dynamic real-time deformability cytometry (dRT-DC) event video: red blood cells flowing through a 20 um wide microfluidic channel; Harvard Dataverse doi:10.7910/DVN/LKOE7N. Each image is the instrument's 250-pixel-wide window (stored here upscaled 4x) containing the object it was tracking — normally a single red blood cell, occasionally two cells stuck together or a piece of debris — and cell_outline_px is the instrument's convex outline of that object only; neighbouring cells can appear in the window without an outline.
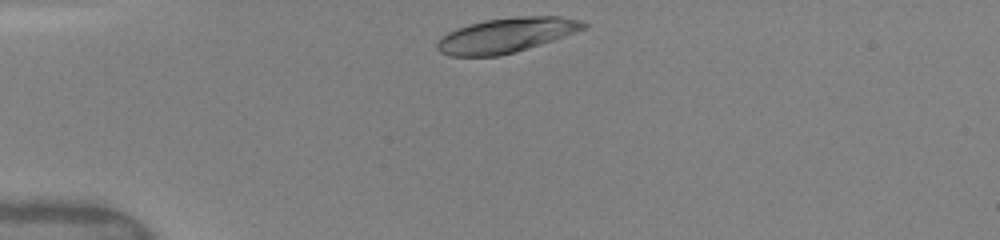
{"species": "human", "species_latin": "Homo sapiens", "temperature_condition": "warm", "stored_images_in_passage": 46, "camera_frame_rate_fps": 3000, "um_per_image_px": 0.085, "donor": {"sex": "female"}, "frame": {"image": 1, "passage_image": 1, "time_ms": 0.0, "image_size_px": [1000, 240], "cell_outline_px": [[588, 24], [584, 28], [552, 40], [516, 52], [500, 56], [452, 56], [440, 52], [436, 48], [436, 44], [448, 32], [456, 28], [484, 20], [516, 16], [560, 16], [580, 20]], "centroid_in_image_um": [43.01, 2.99], "position_along_channel_um": 42.0, "area_um2": 29.36}}
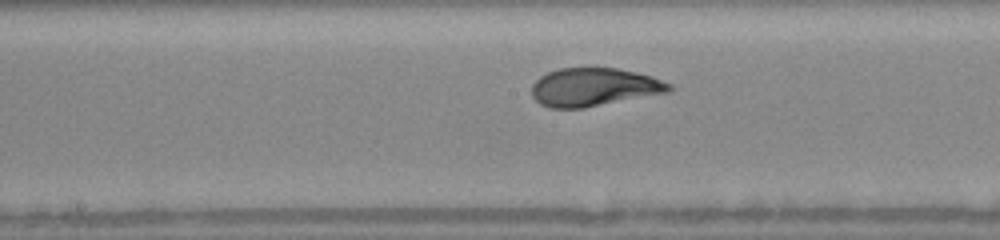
{"frame": {"image": 2, "passage_image": 25, "time_ms": 4.667, "image_size_px": [1000, 240], "cell_outline_px": [[672, 88], [668, 92], [584, 108], [548, 108], [540, 104], [532, 96], [532, 84], [540, 76], [548, 72], [560, 68], [616, 68], [636, 72], [652, 76], [672, 84]], "centroid_in_image_um": [50.47, 7.41], "position_along_channel_um": 197.7, "area_um2": 30.58}}
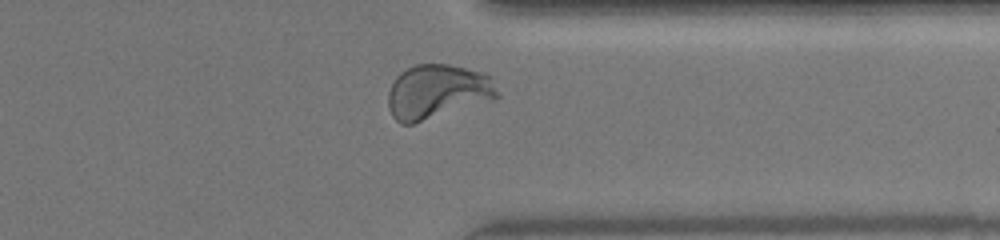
{"frame": {"image": 3, "passage_image": 42, "time_ms": 9.0, "image_size_px": [1000, 240], "cell_outline_px": [[500, 96], [496, 100], [412, 124], [400, 124], [392, 116], [388, 108], [388, 92], [392, 80], [400, 72], [416, 64], [448, 64], [484, 72], [488, 76]], "centroid_in_image_um": [37.16, 7.8], "position_along_channel_um": 374.2, "area_um2": 34.91}, "authors_computed_cell_mechanics": {"area_um2": 30.923, "velocity_mm_per_s": 4.09, "shape_relaxation_time_tau1_ms": 2.8444, "shape_relaxation_time_tau2_ms": null, "deformation_change_tau1": 0.1616, "deformation_change_tau2": null}}